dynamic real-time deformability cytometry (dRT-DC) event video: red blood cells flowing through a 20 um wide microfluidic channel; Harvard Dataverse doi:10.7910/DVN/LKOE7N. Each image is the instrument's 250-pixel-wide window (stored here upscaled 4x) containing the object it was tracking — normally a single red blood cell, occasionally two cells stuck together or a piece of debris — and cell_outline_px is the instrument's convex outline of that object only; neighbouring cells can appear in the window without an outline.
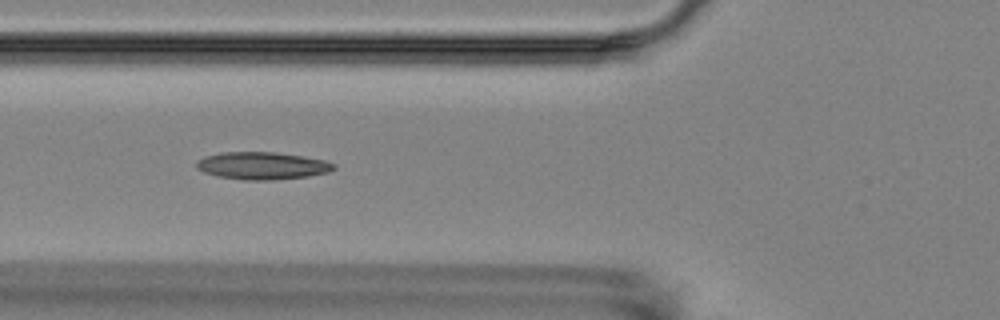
{"species": "Egyptian fruit bat (a non-hibernating species)", "species_latin": "Rousettus aegyptiacus", "temperature_condition": "room temperature", "stored_images_in_passage": 18, "segment_of_instrument_passage": [1, 2], "camera_frame_rate_fps": 3000, "um_per_image_px": 0.085, "animal": {"sex": "female"}, "frame": {"image": 1, "passage_image": 7, "time_ms": 6.667, "image_size_px": [1000, 320], "cell_outline_px": [[336, 168], [328, 172], [308, 176], [272, 180], [244, 180], [220, 176], [204, 172], [196, 168], [196, 164], [204, 156], [220, 152], [276, 152], [304, 156], [324, 160], [336, 164]], "centroid_in_image_um": [22.31, 14.08], "position_along_channel_um": 103.5, "area_um2": 21.91}}
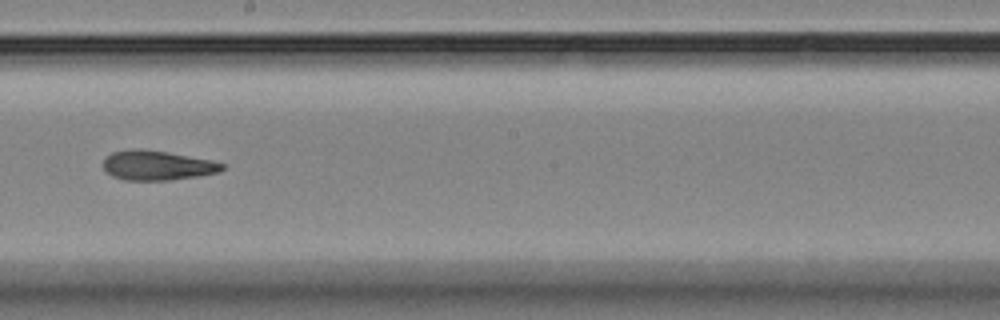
{"frame": {"image": 2, "passage_image": 10, "time_ms": 10.333, "image_size_px": [1000, 320], "cell_outline_px": [[224, 168], [220, 172], [196, 176], [168, 180], [124, 180], [112, 176], [104, 172], [104, 160], [112, 152], [132, 148], [140, 148], [212, 160], [224, 164]], "centroid_in_image_um": [13.33, 14.06], "position_along_channel_um": 234.9, "area_um2": 20.4}}
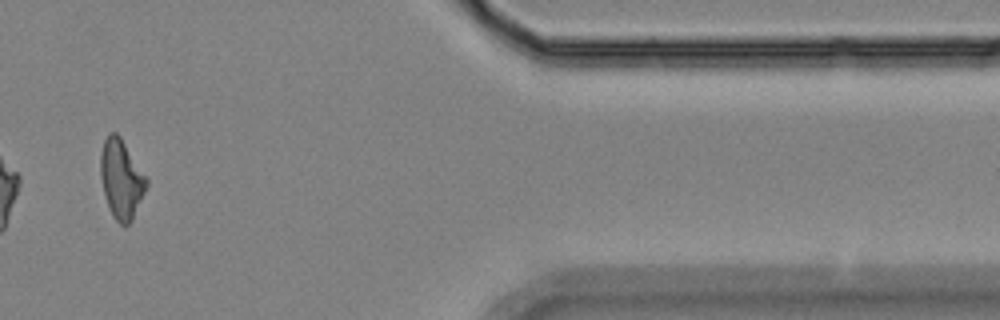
{"frame": {"image": 3, "passage_image": 15, "time_ms": 16.0, "image_size_px": [1000, 320], "cell_outline_px": [[148, 184], [132, 220], [128, 224], [120, 224], [112, 216], [104, 192], [100, 176], [100, 152], [104, 140], [108, 132], [116, 132], [120, 136], [148, 180]], "centroid_in_image_um": [10.29, 15.19], "position_along_channel_um": 401.1, "area_um2": 20.92}}